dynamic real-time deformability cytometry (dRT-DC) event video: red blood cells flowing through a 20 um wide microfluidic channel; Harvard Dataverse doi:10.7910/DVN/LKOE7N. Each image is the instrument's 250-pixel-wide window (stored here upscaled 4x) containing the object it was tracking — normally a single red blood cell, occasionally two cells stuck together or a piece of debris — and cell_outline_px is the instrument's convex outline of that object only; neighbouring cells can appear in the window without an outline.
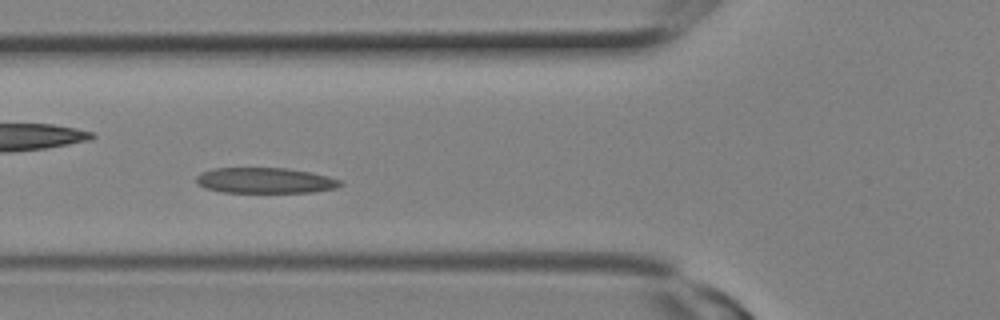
{"species": "Egyptian fruit bat (a non-hibernating species)", "species_latin": "Rousettus aegyptiacus", "temperature_condition": "room temperature", "stored_images_in_passage": 13, "camera_frame_rate_fps": 3000, "um_per_image_px": 0.085, "animal": {"sex": "female"}, "frame": {"image": 1, "passage_image": 10, "time_ms": 3.0, "image_size_px": [1000, 320], "cell_outline_px": [[344, 184], [336, 188], [312, 192], [224, 192], [204, 188], [196, 180], [196, 176], [200, 172], [212, 168], [288, 168], [312, 172], [328, 176], [340, 180]], "centroid_in_image_um": [22.54, 15.33], "position_along_channel_um": 103.3, "area_um2": 21.56}}
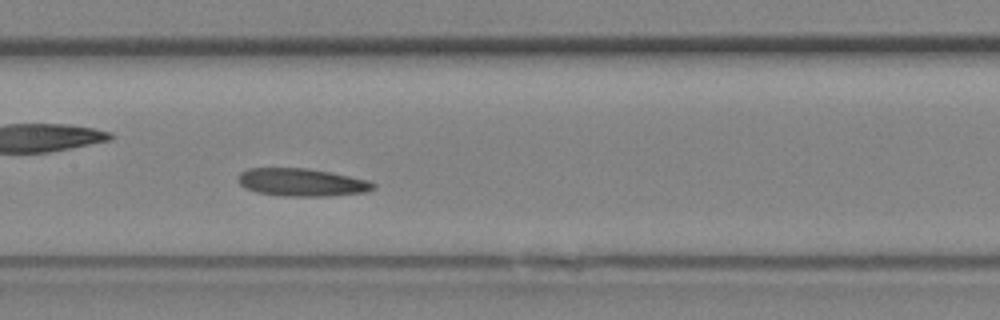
{"frame": {"image": 2, "passage_image": 13, "time_ms": 4.0, "image_size_px": [1000, 320], "cell_outline_px": [[376, 188], [368, 192], [332, 196], [288, 196], [256, 192], [244, 188], [236, 180], [240, 172], [248, 168], [308, 168], [368, 180], [376, 184]], "centroid_in_image_um": [25.64, 15.5], "position_along_channel_um": 181.8, "area_um2": 22.02}}